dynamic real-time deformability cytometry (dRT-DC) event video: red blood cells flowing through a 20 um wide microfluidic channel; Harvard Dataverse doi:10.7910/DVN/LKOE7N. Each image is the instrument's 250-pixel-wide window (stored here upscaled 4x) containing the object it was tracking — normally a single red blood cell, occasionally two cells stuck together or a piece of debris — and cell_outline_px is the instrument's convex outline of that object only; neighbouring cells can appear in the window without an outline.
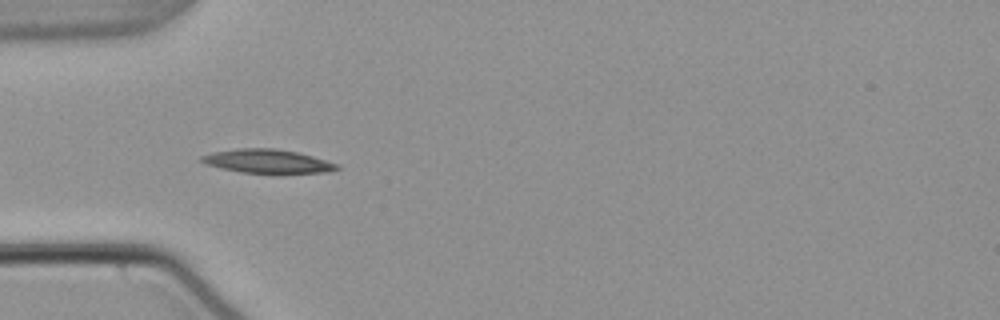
{"species": "common noctule bat (a hibernating species)", "species_latin": "Nyctalus noctula", "temperature_condition": "warm", "stored_images_in_passage": 37, "camera_frame_rate_fps": 3000, "um_per_image_px": 0.085, "animal": {"sex": "male", "body_mass_g": 21.5, "forearm_length_mm": 52.0}, "frame": {"image": 1, "passage_image": 1, "time_ms": 0.0, "image_size_px": [1000, 320], "cell_outline_px": [[340, 168], [328, 172], [280, 176], [240, 172], [220, 168], [208, 164], [200, 160], [200, 156], [212, 152], [240, 148], [272, 148], [296, 152], [312, 156], [340, 164]], "centroid_in_image_um": [22.81, 13.76], "position_along_channel_um": 62.2, "area_um2": 19.59}}
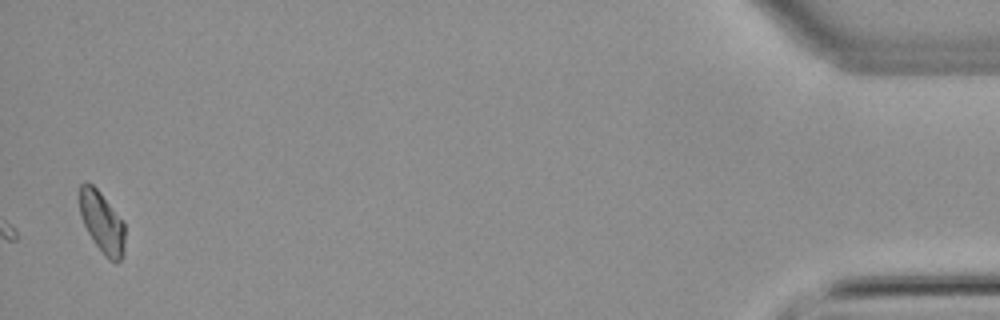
{"frame": {"image": 2, "passage_image": 37, "time_ms": 12.0, "image_size_px": [1000, 320], "cell_outline_px": [[124, 256], [116, 264], [108, 260], [104, 256], [88, 232], [84, 224], [80, 212], [80, 184], [84, 180], [92, 184], [100, 192], [124, 220]], "centroid_in_image_um": [8.7, 18.91], "position_along_channel_um": 426.5, "area_um2": 16.36}}